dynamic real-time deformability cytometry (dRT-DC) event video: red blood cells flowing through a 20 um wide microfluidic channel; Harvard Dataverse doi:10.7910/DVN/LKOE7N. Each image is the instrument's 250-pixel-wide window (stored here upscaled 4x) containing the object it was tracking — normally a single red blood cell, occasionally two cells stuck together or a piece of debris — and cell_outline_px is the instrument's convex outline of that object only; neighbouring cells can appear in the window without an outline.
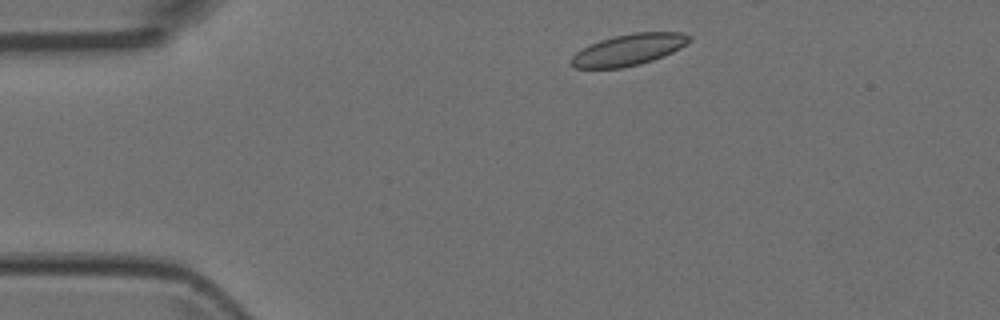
{"species": "Egyptian fruit bat (a non-hibernating species)", "species_latin": "Rousettus aegyptiacus", "temperature_condition": "room temperature", "stored_images_in_passage": 4, "camera_frame_rate_fps": 3000, "um_per_image_px": 0.085, "animal": {"sex": "female"}, "frame": {"image": 1, "passage_image": 1, "time_ms": 0.0, "image_size_px": [1000, 320], "cell_outline_px": [[692, 40], [680, 48], [664, 56], [640, 64], [620, 68], [576, 68], [568, 60], [576, 52], [600, 40], [632, 32], [680, 32], [692, 36]], "centroid_in_image_um": [53.46, 4.22], "position_along_channel_um": 31.5, "area_um2": 21.5}}
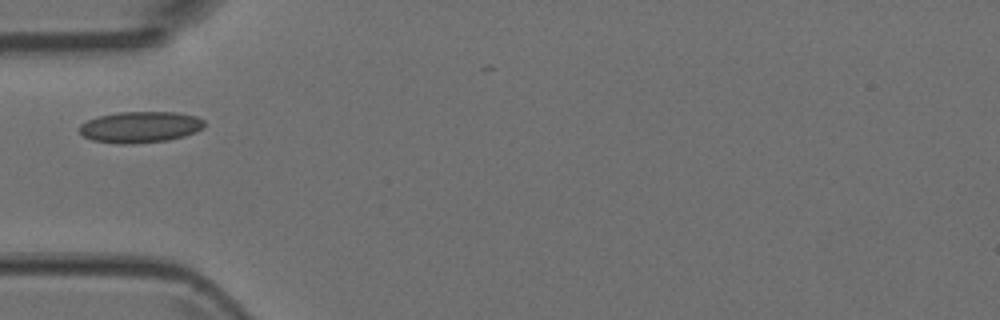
{"frame": {"image": 2, "passage_image": 3, "time_ms": 0.667, "image_size_px": [1000, 320], "cell_outline_px": [[204, 128], [196, 132], [184, 136], [168, 140], [132, 144], [120, 144], [92, 140], [84, 136], [80, 132], [80, 124], [88, 120], [100, 116], [116, 112], [176, 112], [196, 116], [204, 120]], "centroid_in_image_um": [11.94, 10.8], "position_along_channel_um": 73.1, "area_um2": 22.77}}
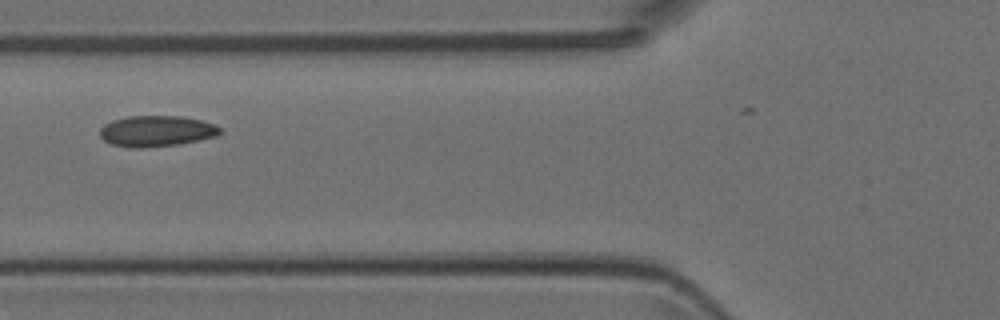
{"frame": {"image": 3, "passage_image": 4, "time_ms": 1.0, "image_size_px": [1000, 320], "cell_outline_px": [[220, 132], [216, 136], [180, 144], [140, 148], [136, 148], [112, 144], [104, 140], [100, 136], [100, 128], [104, 124], [112, 120], [128, 116], [180, 116], [200, 120], [216, 124], [220, 128]], "centroid_in_image_um": [13.29, 11.13], "position_along_channel_um": 112.5, "area_um2": 21.56}}